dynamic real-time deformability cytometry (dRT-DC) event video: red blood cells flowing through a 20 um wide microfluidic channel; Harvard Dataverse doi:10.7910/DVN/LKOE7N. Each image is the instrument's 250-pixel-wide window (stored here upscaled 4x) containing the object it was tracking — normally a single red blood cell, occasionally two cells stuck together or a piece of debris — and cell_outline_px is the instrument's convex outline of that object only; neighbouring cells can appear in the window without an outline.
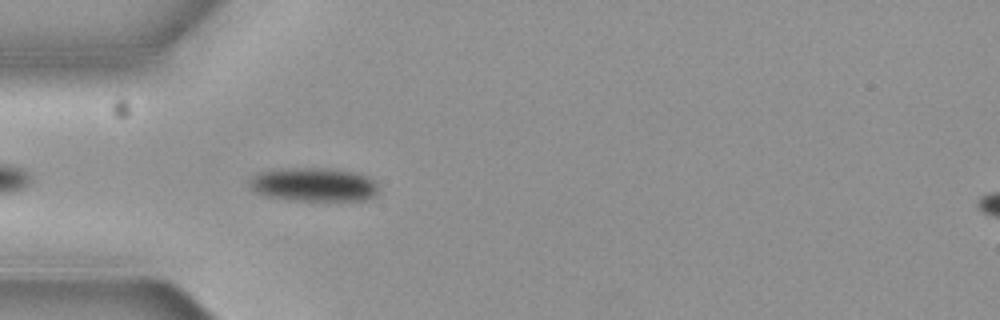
{"species": "common noctule bat (a hibernating species)", "species_latin": "Nyctalus noctula", "temperature_condition": "cold", "stored_images_in_passage": 4, "camera_frame_rate_fps": 3000, "um_per_image_px": 0.085, "animal": {"sex": "female", "body_mass_g": 19.3, "forearm_length_mm": 54.1}, "frame": {"image": 1, "passage_image": 4, "time_ms": 1.0, "image_size_px": [1000, 320], "cell_outline_px": [[376, 196], [368, 200], [288, 200], [264, 196], [256, 192], [252, 188], [248, 180], [252, 176], [260, 172], [300, 168], [320, 168], [352, 172], [364, 176], [372, 180], [376, 184]], "centroid_in_image_um": [26.64, 15.71], "position_along_channel_um": 58.4, "area_um2": 24.85}}